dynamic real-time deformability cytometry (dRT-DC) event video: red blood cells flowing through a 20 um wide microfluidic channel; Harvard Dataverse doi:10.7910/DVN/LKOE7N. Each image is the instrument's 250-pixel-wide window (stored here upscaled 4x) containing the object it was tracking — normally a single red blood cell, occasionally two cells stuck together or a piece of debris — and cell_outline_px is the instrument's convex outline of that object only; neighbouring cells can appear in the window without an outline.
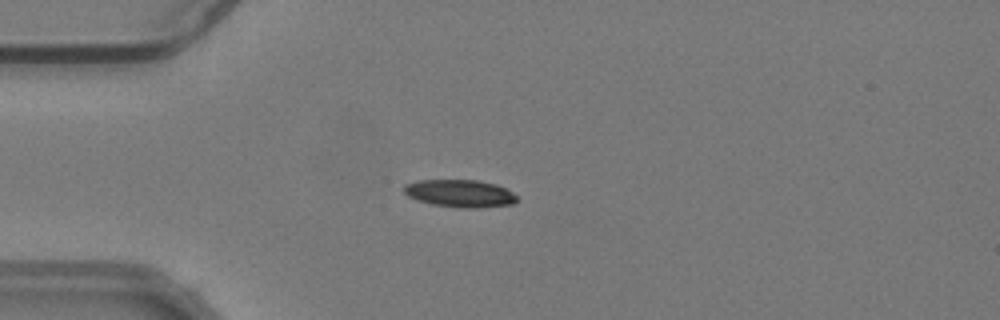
{"species": "common noctule bat (a hibernating species)", "species_latin": "Nyctalus noctula", "temperature_condition": "warm", "stored_images_in_passage": 55, "camera_frame_rate_fps": 3000, "um_per_image_px": 0.085, "animal": {"sex": "male", "body_mass_g": 19.2, "forearm_length_mm": 51.8}, "frame": {"image": 1, "passage_image": 15, "time_ms": 4.667, "image_size_px": [1000, 320], "cell_outline_px": [[516, 200], [512, 204], [476, 208], [464, 208], [432, 204], [408, 196], [404, 192], [404, 184], [416, 180], [476, 180], [496, 184], [512, 192], [516, 196]], "centroid_in_image_um": [39.07, 16.43], "position_along_channel_um": 45.9, "area_um2": 17.92}}
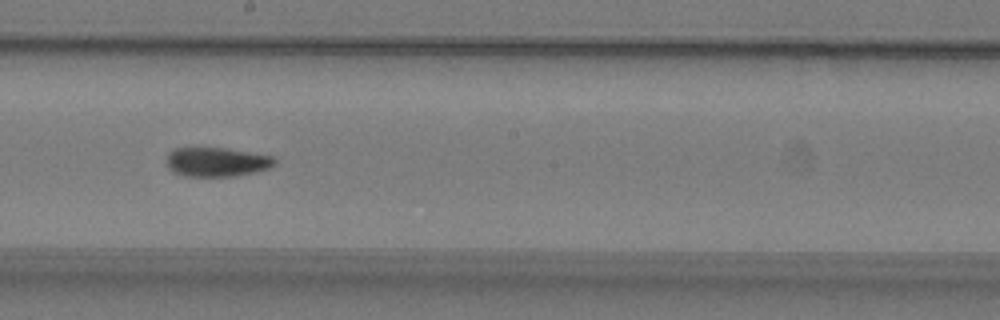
{"frame": {"image": 2, "passage_image": 31, "time_ms": 10.0, "image_size_px": [1000, 320], "cell_outline_px": [[276, 164], [272, 168], [256, 172], [236, 176], [184, 176], [176, 172], [168, 164], [168, 152], [172, 148], [228, 148], [272, 156], [276, 160]], "centroid_in_image_um": [18.49, 13.76], "position_along_channel_um": 229.7, "area_um2": 18.38}}
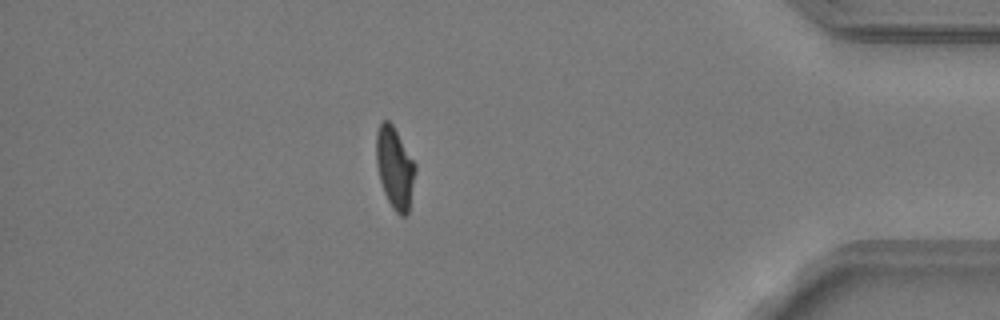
{"frame": {"image": 3, "passage_image": 48, "time_ms": 15.667, "image_size_px": [1000, 320], "cell_outline_px": [[416, 168], [408, 212], [404, 216], [400, 216], [392, 208], [384, 192], [380, 180], [376, 164], [376, 132], [380, 124], [384, 120], [388, 120], [392, 124], [416, 164]], "centroid_in_image_um": [33.55, 14.26], "position_along_channel_um": 401.7, "area_um2": 18.38}, "authors_computed_cell_mechanics": {"area_um2": 18.7272, "velocity_mm_per_s": 3.7968, "shape_relaxation_time_tau1_ms": 8.1247, "shape_relaxation_time_tau2_ms": 3.1441, "deformation_change_tau1": 0.232, "deformation_change_tau2": 0.0891}}